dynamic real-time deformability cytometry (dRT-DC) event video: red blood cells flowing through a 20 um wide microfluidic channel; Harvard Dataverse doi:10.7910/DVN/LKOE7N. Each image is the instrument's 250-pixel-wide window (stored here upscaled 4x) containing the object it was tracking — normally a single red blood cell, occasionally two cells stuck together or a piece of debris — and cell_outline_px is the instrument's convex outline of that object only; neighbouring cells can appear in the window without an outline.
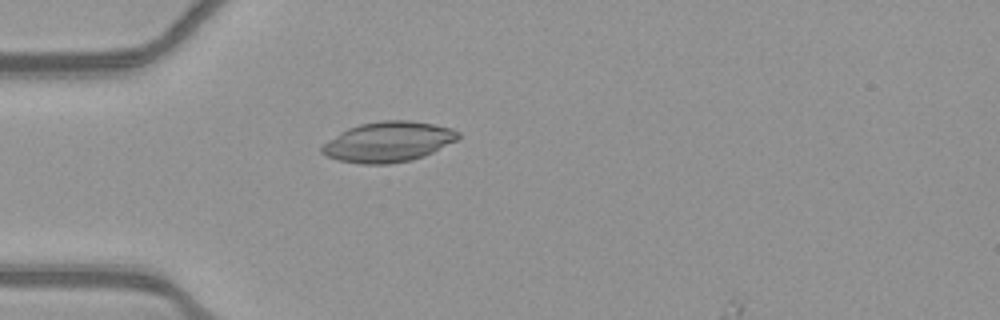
{"species": "common noctule bat (a hibernating species)", "species_latin": "Nyctalus noctula", "temperature_condition": "warm", "stored_images_in_passage": 36, "segment_of_instrument_passage": [1, 2], "camera_frame_rate_fps": 3000, "um_per_image_px": 0.085, "animal": {"sex": "female", "body_mass_g": 21.9}, "frame": {"image": 1, "passage_image": 1, "time_ms": 0.0, "image_size_px": [1000, 320], "cell_outline_px": [[460, 136], [456, 140], [424, 156], [412, 160], [388, 164], [360, 164], [340, 160], [324, 156], [320, 152], [320, 148], [328, 140], [340, 132], [348, 128], [360, 124], [380, 120], [408, 120], [432, 124], [452, 128], [460, 132]], "centroid_in_image_um": [32.97, 12.06], "position_along_channel_um": 52.0, "area_um2": 31.96}}
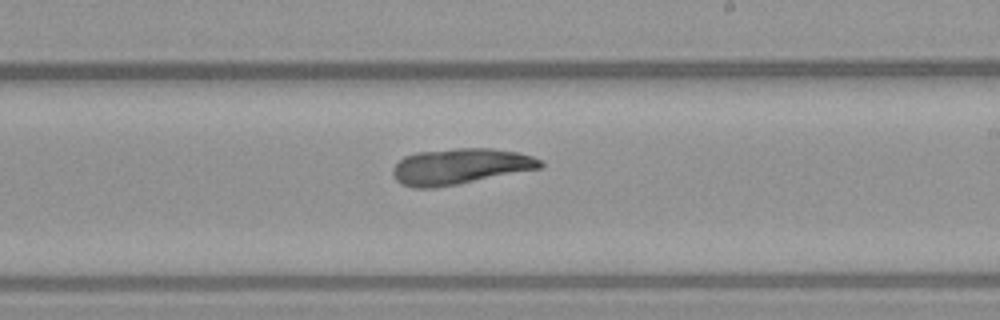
{"frame": {"image": 2, "passage_image": 17, "time_ms": 5.333, "image_size_px": [1000, 320], "cell_outline_px": [[544, 164], [540, 168], [460, 184], [436, 188], [412, 188], [400, 184], [396, 180], [392, 172], [392, 168], [404, 156], [416, 152], [456, 148], [492, 148], [516, 152], [532, 156], [540, 160]], "centroid_in_image_um": [39.07, 14.15], "position_along_channel_um": 249.9, "area_um2": 30.98}}
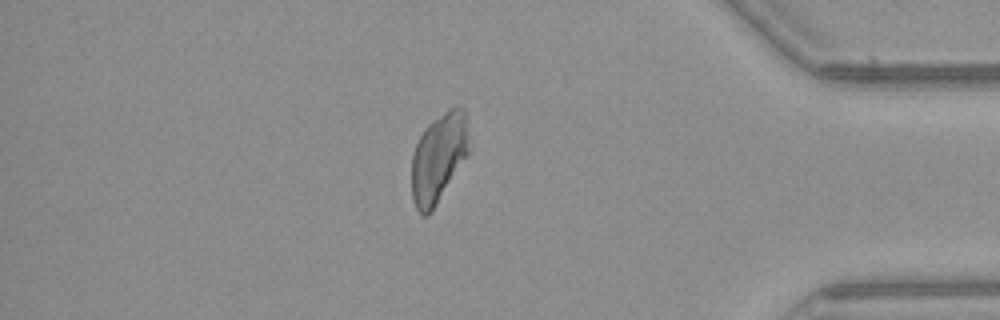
{"frame": {"image": 3, "passage_image": 31, "time_ms": 10.0, "image_size_px": [1000, 320], "cell_outline_px": [[472, 148], [468, 156], [428, 216], [420, 216], [412, 200], [412, 156], [416, 144], [424, 128], [432, 120], [444, 112], [460, 104], [464, 108], [472, 144]], "centroid_in_image_um": [37.32, 13.39], "position_along_channel_um": 397.9, "area_um2": 30.4}}